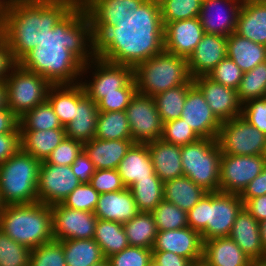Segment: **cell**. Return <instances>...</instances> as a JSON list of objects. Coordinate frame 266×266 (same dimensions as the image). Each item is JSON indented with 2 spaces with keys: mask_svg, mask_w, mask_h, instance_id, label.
Segmentation results:
<instances>
[{
  "mask_svg": "<svg viewBox=\"0 0 266 266\" xmlns=\"http://www.w3.org/2000/svg\"><path fill=\"white\" fill-rule=\"evenodd\" d=\"M96 57L90 18L79 2L18 64L52 85L81 82L83 65Z\"/></svg>",
  "mask_w": 266,
  "mask_h": 266,
  "instance_id": "6da1fadb",
  "label": "cell"
},
{
  "mask_svg": "<svg viewBox=\"0 0 266 266\" xmlns=\"http://www.w3.org/2000/svg\"><path fill=\"white\" fill-rule=\"evenodd\" d=\"M96 57L135 68L164 51L160 4L145 0L135 12L113 27H92Z\"/></svg>",
  "mask_w": 266,
  "mask_h": 266,
  "instance_id": "7a4b0ae2",
  "label": "cell"
},
{
  "mask_svg": "<svg viewBox=\"0 0 266 266\" xmlns=\"http://www.w3.org/2000/svg\"><path fill=\"white\" fill-rule=\"evenodd\" d=\"M80 0H13L6 3L0 34L18 63Z\"/></svg>",
  "mask_w": 266,
  "mask_h": 266,
  "instance_id": "3957f363",
  "label": "cell"
},
{
  "mask_svg": "<svg viewBox=\"0 0 266 266\" xmlns=\"http://www.w3.org/2000/svg\"><path fill=\"white\" fill-rule=\"evenodd\" d=\"M50 205L41 202L3 206L0 229L30 249L54 240Z\"/></svg>",
  "mask_w": 266,
  "mask_h": 266,
  "instance_id": "277c9868",
  "label": "cell"
},
{
  "mask_svg": "<svg viewBox=\"0 0 266 266\" xmlns=\"http://www.w3.org/2000/svg\"><path fill=\"white\" fill-rule=\"evenodd\" d=\"M243 207L239 194L208 192L187 213L188 226L200 233L203 242L229 237L236 216Z\"/></svg>",
  "mask_w": 266,
  "mask_h": 266,
  "instance_id": "5b68a950",
  "label": "cell"
},
{
  "mask_svg": "<svg viewBox=\"0 0 266 266\" xmlns=\"http://www.w3.org/2000/svg\"><path fill=\"white\" fill-rule=\"evenodd\" d=\"M41 161L20 149L0 164V200L3 206L38 202Z\"/></svg>",
  "mask_w": 266,
  "mask_h": 266,
  "instance_id": "8992f818",
  "label": "cell"
},
{
  "mask_svg": "<svg viewBox=\"0 0 266 266\" xmlns=\"http://www.w3.org/2000/svg\"><path fill=\"white\" fill-rule=\"evenodd\" d=\"M134 79L137 93L151 97L183 84H194L187 58L166 51L138 64Z\"/></svg>",
  "mask_w": 266,
  "mask_h": 266,
  "instance_id": "52a82bcc",
  "label": "cell"
},
{
  "mask_svg": "<svg viewBox=\"0 0 266 266\" xmlns=\"http://www.w3.org/2000/svg\"><path fill=\"white\" fill-rule=\"evenodd\" d=\"M221 156L217 139L200 138L196 142L181 146L184 176L208 192H218Z\"/></svg>",
  "mask_w": 266,
  "mask_h": 266,
  "instance_id": "ba28073f",
  "label": "cell"
},
{
  "mask_svg": "<svg viewBox=\"0 0 266 266\" xmlns=\"http://www.w3.org/2000/svg\"><path fill=\"white\" fill-rule=\"evenodd\" d=\"M8 108L22 117L37 105L47 101L52 84L41 75L23 69L18 63L11 69L5 80Z\"/></svg>",
  "mask_w": 266,
  "mask_h": 266,
  "instance_id": "9c48e42d",
  "label": "cell"
},
{
  "mask_svg": "<svg viewBox=\"0 0 266 266\" xmlns=\"http://www.w3.org/2000/svg\"><path fill=\"white\" fill-rule=\"evenodd\" d=\"M84 76L90 78L86 80ZM133 79V67L113 64L95 57L83 65L80 83L85 93L97 104L104 94L119 93V89L125 88Z\"/></svg>",
  "mask_w": 266,
  "mask_h": 266,
  "instance_id": "30bf717a",
  "label": "cell"
},
{
  "mask_svg": "<svg viewBox=\"0 0 266 266\" xmlns=\"http://www.w3.org/2000/svg\"><path fill=\"white\" fill-rule=\"evenodd\" d=\"M222 154L264 155L266 135L241 115L223 121L217 137Z\"/></svg>",
  "mask_w": 266,
  "mask_h": 266,
  "instance_id": "8fae6325",
  "label": "cell"
},
{
  "mask_svg": "<svg viewBox=\"0 0 266 266\" xmlns=\"http://www.w3.org/2000/svg\"><path fill=\"white\" fill-rule=\"evenodd\" d=\"M125 112L135 143L147 144L161 139L163 122L153 97L136 93Z\"/></svg>",
  "mask_w": 266,
  "mask_h": 266,
  "instance_id": "7c38bea8",
  "label": "cell"
},
{
  "mask_svg": "<svg viewBox=\"0 0 266 266\" xmlns=\"http://www.w3.org/2000/svg\"><path fill=\"white\" fill-rule=\"evenodd\" d=\"M266 166L264 155L222 154L219 191L240 194Z\"/></svg>",
  "mask_w": 266,
  "mask_h": 266,
  "instance_id": "4fadbf2b",
  "label": "cell"
},
{
  "mask_svg": "<svg viewBox=\"0 0 266 266\" xmlns=\"http://www.w3.org/2000/svg\"><path fill=\"white\" fill-rule=\"evenodd\" d=\"M80 184L71 166L41 161L37 185L38 202L46 205L62 203Z\"/></svg>",
  "mask_w": 266,
  "mask_h": 266,
  "instance_id": "5bb4252c",
  "label": "cell"
},
{
  "mask_svg": "<svg viewBox=\"0 0 266 266\" xmlns=\"http://www.w3.org/2000/svg\"><path fill=\"white\" fill-rule=\"evenodd\" d=\"M50 207L54 240L94 238L98 218L93 212L74 210L65 207L62 203L53 204Z\"/></svg>",
  "mask_w": 266,
  "mask_h": 266,
  "instance_id": "9a60e30c",
  "label": "cell"
},
{
  "mask_svg": "<svg viewBox=\"0 0 266 266\" xmlns=\"http://www.w3.org/2000/svg\"><path fill=\"white\" fill-rule=\"evenodd\" d=\"M180 118L200 138L217 139L222 122L212 112L203 93L195 84L187 92Z\"/></svg>",
  "mask_w": 266,
  "mask_h": 266,
  "instance_id": "2e32d148",
  "label": "cell"
},
{
  "mask_svg": "<svg viewBox=\"0 0 266 266\" xmlns=\"http://www.w3.org/2000/svg\"><path fill=\"white\" fill-rule=\"evenodd\" d=\"M241 6L238 0H203L199 19L205 33L230 36L236 31Z\"/></svg>",
  "mask_w": 266,
  "mask_h": 266,
  "instance_id": "e0dca14e",
  "label": "cell"
},
{
  "mask_svg": "<svg viewBox=\"0 0 266 266\" xmlns=\"http://www.w3.org/2000/svg\"><path fill=\"white\" fill-rule=\"evenodd\" d=\"M204 34L199 17L169 22L164 25V51L188 59Z\"/></svg>",
  "mask_w": 266,
  "mask_h": 266,
  "instance_id": "ac0fdd59",
  "label": "cell"
},
{
  "mask_svg": "<svg viewBox=\"0 0 266 266\" xmlns=\"http://www.w3.org/2000/svg\"><path fill=\"white\" fill-rule=\"evenodd\" d=\"M193 82L201 90L212 112L221 122L241 115L242 104L235 89L217 83L208 76L196 77Z\"/></svg>",
  "mask_w": 266,
  "mask_h": 266,
  "instance_id": "d6986e66",
  "label": "cell"
},
{
  "mask_svg": "<svg viewBox=\"0 0 266 266\" xmlns=\"http://www.w3.org/2000/svg\"><path fill=\"white\" fill-rule=\"evenodd\" d=\"M152 251H169L191 260L195 265L203 259V241L199 232L189 226L158 231Z\"/></svg>",
  "mask_w": 266,
  "mask_h": 266,
  "instance_id": "ffe728a7",
  "label": "cell"
},
{
  "mask_svg": "<svg viewBox=\"0 0 266 266\" xmlns=\"http://www.w3.org/2000/svg\"><path fill=\"white\" fill-rule=\"evenodd\" d=\"M98 113L97 104L85 93L82 84H75L74 119L65 126L66 137L83 144L93 139Z\"/></svg>",
  "mask_w": 266,
  "mask_h": 266,
  "instance_id": "44dd1931",
  "label": "cell"
},
{
  "mask_svg": "<svg viewBox=\"0 0 266 266\" xmlns=\"http://www.w3.org/2000/svg\"><path fill=\"white\" fill-rule=\"evenodd\" d=\"M227 37L205 33L188 57V71L192 79L207 76L227 56Z\"/></svg>",
  "mask_w": 266,
  "mask_h": 266,
  "instance_id": "7402d4cb",
  "label": "cell"
},
{
  "mask_svg": "<svg viewBox=\"0 0 266 266\" xmlns=\"http://www.w3.org/2000/svg\"><path fill=\"white\" fill-rule=\"evenodd\" d=\"M145 0H80L92 27H113L117 20L131 15Z\"/></svg>",
  "mask_w": 266,
  "mask_h": 266,
  "instance_id": "603a6c76",
  "label": "cell"
},
{
  "mask_svg": "<svg viewBox=\"0 0 266 266\" xmlns=\"http://www.w3.org/2000/svg\"><path fill=\"white\" fill-rule=\"evenodd\" d=\"M123 184L130 188L144 179H160L154 172L147 144L134 143L117 168Z\"/></svg>",
  "mask_w": 266,
  "mask_h": 266,
  "instance_id": "cb8c5ba5",
  "label": "cell"
},
{
  "mask_svg": "<svg viewBox=\"0 0 266 266\" xmlns=\"http://www.w3.org/2000/svg\"><path fill=\"white\" fill-rule=\"evenodd\" d=\"M229 237L252 261L266 258L259 232V222L244 207L237 214Z\"/></svg>",
  "mask_w": 266,
  "mask_h": 266,
  "instance_id": "d4e9b609",
  "label": "cell"
},
{
  "mask_svg": "<svg viewBox=\"0 0 266 266\" xmlns=\"http://www.w3.org/2000/svg\"><path fill=\"white\" fill-rule=\"evenodd\" d=\"M252 262L230 237L203 242V266H251Z\"/></svg>",
  "mask_w": 266,
  "mask_h": 266,
  "instance_id": "484cf974",
  "label": "cell"
},
{
  "mask_svg": "<svg viewBox=\"0 0 266 266\" xmlns=\"http://www.w3.org/2000/svg\"><path fill=\"white\" fill-rule=\"evenodd\" d=\"M139 213L129 188L100 194L94 215L101 220L125 223Z\"/></svg>",
  "mask_w": 266,
  "mask_h": 266,
  "instance_id": "4316f807",
  "label": "cell"
},
{
  "mask_svg": "<svg viewBox=\"0 0 266 266\" xmlns=\"http://www.w3.org/2000/svg\"><path fill=\"white\" fill-rule=\"evenodd\" d=\"M235 33L266 46V0L242 3Z\"/></svg>",
  "mask_w": 266,
  "mask_h": 266,
  "instance_id": "83f0119b",
  "label": "cell"
},
{
  "mask_svg": "<svg viewBox=\"0 0 266 266\" xmlns=\"http://www.w3.org/2000/svg\"><path fill=\"white\" fill-rule=\"evenodd\" d=\"M155 174L164 183L184 176L181 163V146L162 139L147 143Z\"/></svg>",
  "mask_w": 266,
  "mask_h": 266,
  "instance_id": "f1b7e54d",
  "label": "cell"
},
{
  "mask_svg": "<svg viewBox=\"0 0 266 266\" xmlns=\"http://www.w3.org/2000/svg\"><path fill=\"white\" fill-rule=\"evenodd\" d=\"M133 140H103L93 138L84 143V151L95 169H117Z\"/></svg>",
  "mask_w": 266,
  "mask_h": 266,
  "instance_id": "f546056e",
  "label": "cell"
},
{
  "mask_svg": "<svg viewBox=\"0 0 266 266\" xmlns=\"http://www.w3.org/2000/svg\"><path fill=\"white\" fill-rule=\"evenodd\" d=\"M227 56L243 73L251 71L259 63L266 61V46L243 38L235 32L227 37Z\"/></svg>",
  "mask_w": 266,
  "mask_h": 266,
  "instance_id": "4dcf8cb0",
  "label": "cell"
},
{
  "mask_svg": "<svg viewBox=\"0 0 266 266\" xmlns=\"http://www.w3.org/2000/svg\"><path fill=\"white\" fill-rule=\"evenodd\" d=\"M20 131L21 149L40 161H45L66 137L65 128Z\"/></svg>",
  "mask_w": 266,
  "mask_h": 266,
  "instance_id": "1f68e13d",
  "label": "cell"
},
{
  "mask_svg": "<svg viewBox=\"0 0 266 266\" xmlns=\"http://www.w3.org/2000/svg\"><path fill=\"white\" fill-rule=\"evenodd\" d=\"M208 191L186 176L164 182V200L189 212Z\"/></svg>",
  "mask_w": 266,
  "mask_h": 266,
  "instance_id": "d6a6232c",
  "label": "cell"
},
{
  "mask_svg": "<svg viewBox=\"0 0 266 266\" xmlns=\"http://www.w3.org/2000/svg\"><path fill=\"white\" fill-rule=\"evenodd\" d=\"M66 266H94L105 260L94 239H68L62 241Z\"/></svg>",
  "mask_w": 266,
  "mask_h": 266,
  "instance_id": "836d02e7",
  "label": "cell"
},
{
  "mask_svg": "<svg viewBox=\"0 0 266 266\" xmlns=\"http://www.w3.org/2000/svg\"><path fill=\"white\" fill-rule=\"evenodd\" d=\"M123 228L129 246L152 249L156 241L158 229L151 212H139Z\"/></svg>",
  "mask_w": 266,
  "mask_h": 266,
  "instance_id": "e575fe53",
  "label": "cell"
},
{
  "mask_svg": "<svg viewBox=\"0 0 266 266\" xmlns=\"http://www.w3.org/2000/svg\"><path fill=\"white\" fill-rule=\"evenodd\" d=\"M100 246L105 259L129 246L123 224L98 219L93 238Z\"/></svg>",
  "mask_w": 266,
  "mask_h": 266,
  "instance_id": "d590c367",
  "label": "cell"
},
{
  "mask_svg": "<svg viewBox=\"0 0 266 266\" xmlns=\"http://www.w3.org/2000/svg\"><path fill=\"white\" fill-rule=\"evenodd\" d=\"M94 138L103 140H132L126 112L99 111Z\"/></svg>",
  "mask_w": 266,
  "mask_h": 266,
  "instance_id": "8d00e7d4",
  "label": "cell"
},
{
  "mask_svg": "<svg viewBox=\"0 0 266 266\" xmlns=\"http://www.w3.org/2000/svg\"><path fill=\"white\" fill-rule=\"evenodd\" d=\"M192 85L183 84L153 97L163 123L180 118L187 92Z\"/></svg>",
  "mask_w": 266,
  "mask_h": 266,
  "instance_id": "74e56055",
  "label": "cell"
},
{
  "mask_svg": "<svg viewBox=\"0 0 266 266\" xmlns=\"http://www.w3.org/2000/svg\"><path fill=\"white\" fill-rule=\"evenodd\" d=\"M47 101L65 127L74 119L75 84L52 85L48 91Z\"/></svg>",
  "mask_w": 266,
  "mask_h": 266,
  "instance_id": "f35d334b",
  "label": "cell"
},
{
  "mask_svg": "<svg viewBox=\"0 0 266 266\" xmlns=\"http://www.w3.org/2000/svg\"><path fill=\"white\" fill-rule=\"evenodd\" d=\"M139 212H152L164 200V183L161 179H144L130 188Z\"/></svg>",
  "mask_w": 266,
  "mask_h": 266,
  "instance_id": "ab89813d",
  "label": "cell"
},
{
  "mask_svg": "<svg viewBox=\"0 0 266 266\" xmlns=\"http://www.w3.org/2000/svg\"><path fill=\"white\" fill-rule=\"evenodd\" d=\"M241 104L266 96V61L245 72L236 90Z\"/></svg>",
  "mask_w": 266,
  "mask_h": 266,
  "instance_id": "60d3db41",
  "label": "cell"
},
{
  "mask_svg": "<svg viewBox=\"0 0 266 266\" xmlns=\"http://www.w3.org/2000/svg\"><path fill=\"white\" fill-rule=\"evenodd\" d=\"M20 130H50L65 128L48 101L37 105L19 118Z\"/></svg>",
  "mask_w": 266,
  "mask_h": 266,
  "instance_id": "b9f144b4",
  "label": "cell"
},
{
  "mask_svg": "<svg viewBox=\"0 0 266 266\" xmlns=\"http://www.w3.org/2000/svg\"><path fill=\"white\" fill-rule=\"evenodd\" d=\"M151 213L158 231L182 229L188 226L187 212L165 200H162Z\"/></svg>",
  "mask_w": 266,
  "mask_h": 266,
  "instance_id": "7bdbcfd3",
  "label": "cell"
},
{
  "mask_svg": "<svg viewBox=\"0 0 266 266\" xmlns=\"http://www.w3.org/2000/svg\"><path fill=\"white\" fill-rule=\"evenodd\" d=\"M203 0H164L160 3L163 25L199 17Z\"/></svg>",
  "mask_w": 266,
  "mask_h": 266,
  "instance_id": "ee69618b",
  "label": "cell"
},
{
  "mask_svg": "<svg viewBox=\"0 0 266 266\" xmlns=\"http://www.w3.org/2000/svg\"><path fill=\"white\" fill-rule=\"evenodd\" d=\"M31 249L0 229V266H30Z\"/></svg>",
  "mask_w": 266,
  "mask_h": 266,
  "instance_id": "f6af8a7d",
  "label": "cell"
},
{
  "mask_svg": "<svg viewBox=\"0 0 266 266\" xmlns=\"http://www.w3.org/2000/svg\"><path fill=\"white\" fill-rule=\"evenodd\" d=\"M30 266H66L62 241L52 240L31 249Z\"/></svg>",
  "mask_w": 266,
  "mask_h": 266,
  "instance_id": "bcb514c9",
  "label": "cell"
},
{
  "mask_svg": "<svg viewBox=\"0 0 266 266\" xmlns=\"http://www.w3.org/2000/svg\"><path fill=\"white\" fill-rule=\"evenodd\" d=\"M161 139L170 144L184 146L200 139L196 132L182 118L163 123Z\"/></svg>",
  "mask_w": 266,
  "mask_h": 266,
  "instance_id": "7dc6e473",
  "label": "cell"
},
{
  "mask_svg": "<svg viewBox=\"0 0 266 266\" xmlns=\"http://www.w3.org/2000/svg\"><path fill=\"white\" fill-rule=\"evenodd\" d=\"M99 193L90 183L80 184L62 202L65 207L87 212L95 211Z\"/></svg>",
  "mask_w": 266,
  "mask_h": 266,
  "instance_id": "c3c4849f",
  "label": "cell"
},
{
  "mask_svg": "<svg viewBox=\"0 0 266 266\" xmlns=\"http://www.w3.org/2000/svg\"><path fill=\"white\" fill-rule=\"evenodd\" d=\"M243 74L238 65L226 56L207 76L217 83L237 90Z\"/></svg>",
  "mask_w": 266,
  "mask_h": 266,
  "instance_id": "681fc988",
  "label": "cell"
},
{
  "mask_svg": "<svg viewBox=\"0 0 266 266\" xmlns=\"http://www.w3.org/2000/svg\"><path fill=\"white\" fill-rule=\"evenodd\" d=\"M136 93V81L133 79L125 88L119 89V93L104 94L97 103L98 110L100 112L125 111Z\"/></svg>",
  "mask_w": 266,
  "mask_h": 266,
  "instance_id": "f907efd6",
  "label": "cell"
},
{
  "mask_svg": "<svg viewBox=\"0 0 266 266\" xmlns=\"http://www.w3.org/2000/svg\"><path fill=\"white\" fill-rule=\"evenodd\" d=\"M152 258V249L128 246L107 258L110 266H147Z\"/></svg>",
  "mask_w": 266,
  "mask_h": 266,
  "instance_id": "816d5d0a",
  "label": "cell"
},
{
  "mask_svg": "<svg viewBox=\"0 0 266 266\" xmlns=\"http://www.w3.org/2000/svg\"><path fill=\"white\" fill-rule=\"evenodd\" d=\"M84 150V144L65 137L45 160L46 163L71 166L76 157Z\"/></svg>",
  "mask_w": 266,
  "mask_h": 266,
  "instance_id": "f5cc1de1",
  "label": "cell"
},
{
  "mask_svg": "<svg viewBox=\"0 0 266 266\" xmlns=\"http://www.w3.org/2000/svg\"><path fill=\"white\" fill-rule=\"evenodd\" d=\"M90 184L99 194L121 191L126 188L117 169L95 170Z\"/></svg>",
  "mask_w": 266,
  "mask_h": 266,
  "instance_id": "db71d44e",
  "label": "cell"
},
{
  "mask_svg": "<svg viewBox=\"0 0 266 266\" xmlns=\"http://www.w3.org/2000/svg\"><path fill=\"white\" fill-rule=\"evenodd\" d=\"M241 116L266 135V98L253 99L242 105Z\"/></svg>",
  "mask_w": 266,
  "mask_h": 266,
  "instance_id": "11a10c76",
  "label": "cell"
},
{
  "mask_svg": "<svg viewBox=\"0 0 266 266\" xmlns=\"http://www.w3.org/2000/svg\"><path fill=\"white\" fill-rule=\"evenodd\" d=\"M21 149V131L18 126L13 132L0 134V164Z\"/></svg>",
  "mask_w": 266,
  "mask_h": 266,
  "instance_id": "9f6ffc18",
  "label": "cell"
},
{
  "mask_svg": "<svg viewBox=\"0 0 266 266\" xmlns=\"http://www.w3.org/2000/svg\"><path fill=\"white\" fill-rule=\"evenodd\" d=\"M73 174L79 179L81 184L90 183L91 177L95 173V166L89 156L83 150L71 165Z\"/></svg>",
  "mask_w": 266,
  "mask_h": 266,
  "instance_id": "6f0895ef",
  "label": "cell"
},
{
  "mask_svg": "<svg viewBox=\"0 0 266 266\" xmlns=\"http://www.w3.org/2000/svg\"><path fill=\"white\" fill-rule=\"evenodd\" d=\"M266 195V166L262 172L253 179L245 189L239 194V197L245 204L249 199Z\"/></svg>",
  "mask_w": 266,
  "mask_h": 266,
  "instance_id": "680465c9",
  "label": "cell"
},
{
  "mask_svg": "<svg viewBox=\"0 0 266 266\" xmlns=\"http://www.w3.org/2000/svg\"><path fill=\"white\" fill-rule=\"evenodd\" d=\"M16 64L7 40L0 34V82L7 79L11 69Z\"/></svg>",
  "mask_w": 266,
  "mask_h": 266,
  "instance_id": "91938a15",
  "label": "cell"
},
{
  "mask_svg": "<svg viewBox=\"0 0 266 266\" xmlns=\"http://www.w3.org/2000/svg\"><path fill=\"white\" fill-rule=\"evenodd\" d=\"M152 258L161 266H195L191 260L169 251H152Z\"/></svg>",
  "mask_w": 266,
  "mask_h": 266,
  "instance_id": "94428289",
  "label": "cell"
},
{
  "mask_svg": "<svg viewBox=\"0 0 266 266\" xmlns=\"http://www.w3.org/2000/svg\"><path fill=\"white\" fill-rule=\"evenodd\" d=\"M244 208L258 222L263 221L264 219H266V195L249 199L244 204Z\"/></svg>",
  "mask_w": 266,
  "mask_h": 266,
  "instance_id": "6125c7cd",
  "label": "cell"
},
{
  "mask_svg": "<svg viewBox=\"0 0 266 266\" xmlns=\"http://www.w3.org/2000/svg\"><path fill=\"white\" fill-rule=\"evenodd\" d=\"M19 126V118L10 108L0 110V134L13 132Z\"/></svg>",
  "mask_w": 266,
  "mask_h": 266,
  "instance_id": "be15d7a7",
  "label": "cell"
},
{
  "mask_svg": "<svg viewBox=\"0 0 266 266\" xmlns=\"http://www.w3.org/2000/svg\"><path fill=\"white\" fill-rule=\"evenodd\" d=\"M8 108V97L6 82H0V110Z\"/></svg>",
  "mask_w": 266,
  "mask_h": 266,
  "instance_id": "e7e4bbea",
  "label": "cell"
},
{
  "mask_svg": "<svg viewBox=\"0 0 266 266\" xmlns=\"http://www.w3.org/2000/svg\"><path fill=\"white\" fill-rule=\"evenodd\" d=\"M259 232H260L263 248L266 251V219L259 222Z\"/></svg>",
  "mask_w": 266,
  "mask_h": 266,
  "instance_id": "03108f58",
  "label": "cell"
},
{
  "mask_svg": "<svg viewBox=\"0 0 266 266\" xmlns=\"http://www.w3.org/2000/svg\"><path fill=\"white\" fill-rule=\"evenodd\" d=\"M6 1L4 0H0V29L4 20V10H5V6H6Z\"/></svg>",
  "mask_w": 266,
  "mask_h": 266,
  "instance_id": "003e7915",
  "label": "cell"
},
{
  "mask_svg": "<svg viewBox=\"0 0 266 266\" xmlns=\"http://www.w3.org/2000/svg\"><path fill=\"white\" fill-rule=\"evenodd\" d=\"M251 266H266V258L253 261Z\"/></svg>",
  "mask_w": 266,
  "mask_h": 266,
  "instance_id": "a7ac6f4b",
  "label": "cell"
},
{
  "mask_svg": "<svg viewBox=\"0 0 266 266\" xmlns=\"http://www.w3.org/2000/svg\"><path fill=\"white\" fill-rule=\"evenodd\" d=\"M147 266H161V265L158 262H156L153 258H151Z\"/></svg>",
  "mask_w": 266,
  "mask_h": 266,
  "instance_id": "89a4df30",
  "label": "cell"
},
{
  "mask_svg": "<svg viewBox=\"0 0 266 266\" xmlns=\"http://www.w3.org/2000/svg\"><path fill=\"white\" fill-rule=\"evenodd\" d=\"M94 266H110L109 262L107 261V259H105L103 262L94 265Z\"/></svg>",
  "mask_w": 266,
  "mask_h": 266,
  "instance_id": "2644e50d",
  "label": "cell"
},
{
  "mask_svg": "<svg viewBox=\"0 0 266 266\" xmlns=\"http://www.w3.org/2000/svg\"><path fill=\"white\" fill-rule=\"evenodd\" d=\"M238 1H240L241 3H243V2H247V1H259V0H238Z\"/></svg>",
  "mask_w": 266,
  "mask_h": 266,
  "instance_id": "8c879c8a",
  "label": "cell"
},
{
  "mask_svg": "<svg viewBox=\"0 0 266 266\" xmlns=\"http://www.w3.org/2000/svg\"><path fill=\"white\" fill-rule=\"evenodd\" d=\"M152 1H154L155 3H158V4H160L162 1H164V0H152Z\"/></svg>",
  "mask_w": 266,
  "mask_h": 266,
  "instance_id": "753ad0ef",
  "label": "cell"
},
{
  "mask_svg": "<svg viewBox=\"0 0 266 266\" xmlns=\"http://www.w3.org/2000/svg\"><path fill=\"white\" fill-rule=\"evenodd\" d=\"M2 207H3V205H2L1 200H0V212H1Z\"/></svg>",
  "mask_w": 266,
  "mask_h": 266,
  "instance_id": "34e18365",
  "label": "cell"
},
{
  "mask_svg": "<svg viewBox=\"0 0 266 266\" xmlns=\"http://www.w3.org/2000/svg\"><path fill=\"white\" fill-rule=\"evenodd\" d=\"M264 156L266 157V146H265Z\"/></svg>",
  "mask_w": 266,
  "mask_h": 266,
  "instance_id": "11e5206c",
  "label": "cell"
}]
</instances>
